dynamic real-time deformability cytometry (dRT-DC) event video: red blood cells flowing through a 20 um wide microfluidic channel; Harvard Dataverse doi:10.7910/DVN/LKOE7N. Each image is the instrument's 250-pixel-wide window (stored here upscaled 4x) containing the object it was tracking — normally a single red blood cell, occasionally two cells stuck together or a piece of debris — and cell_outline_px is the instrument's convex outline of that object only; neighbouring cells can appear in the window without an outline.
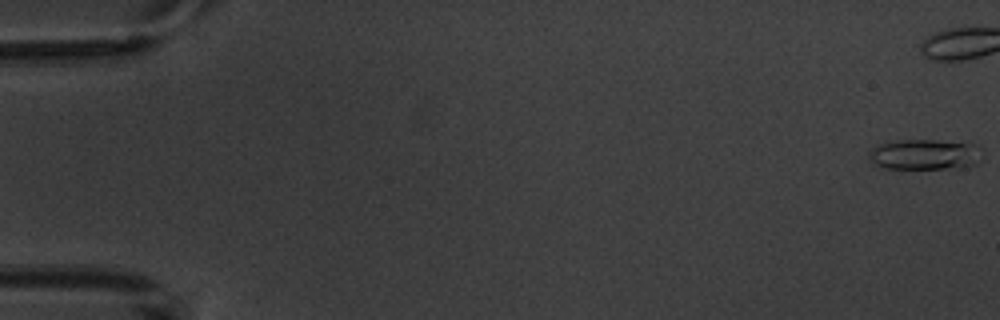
{"species": "common noctule bat (a hibernating species)", "species_latin": "Nyctalus noctula", "temperature_condition": "warm", "stored_images_in_passage": 4, "camera_frame_rate_fps": 3000, "um_per_image_px": 0.085, "animal": {"sex": "male", "body_mass_g": 20.1, "forearm_length_mm": 53.5}, "frame": {"image": 1, "passage_image": 1, "time_ms": 0.0, "image_size_px": [1000, 320], "cell_outline_px": [[984, 160], [968, 168], [888, 168], [876, 164], [868, 156], [880, 144], [896, 140], [936, 140], [976, 144], [980, 148]], "centroid_in_image_um": [78.76, 13.13], "position_along_channel_um": 6.2, "area_um2": 20.11}}